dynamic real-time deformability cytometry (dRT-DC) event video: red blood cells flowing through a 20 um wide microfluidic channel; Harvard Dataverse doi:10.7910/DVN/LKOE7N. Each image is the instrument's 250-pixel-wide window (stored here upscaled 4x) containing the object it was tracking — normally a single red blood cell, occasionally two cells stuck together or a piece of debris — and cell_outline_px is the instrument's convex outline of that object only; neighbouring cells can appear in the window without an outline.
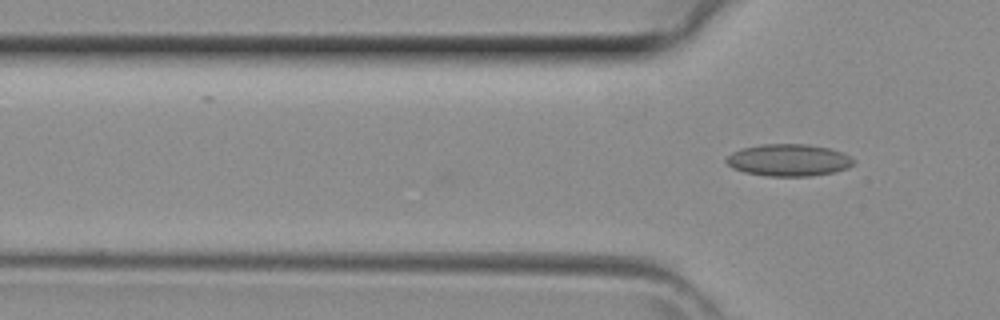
{"species": "common noctule bat (a hibernating species)", "species_latin": "Nyctalus noctula", "temperature_condition": "room temperature", "stored_images_in_passage": 3, "camera_frame_rate_fps": 3000, "um_per_image_px": 0.085, "animal": {"sex": "female", "body_mass_g": 29.2, "forearm_length_mm": 56.3}, "frame": {"image": 1, "passage_image": 3, "time_ms": 0.667, "image_size_px": [1000, 320], "cell_outline_px": [[856, 160], [848, 168], [832, 172], [812, 176], [768, 176], [744, 172], [732, 168], [724, 160], [732, 152], [744, 148], [760, 144], [808, 144], [832, 148], [844, 152]], "centroid_in_image_um": [67.06, 13.6], "position_along_channel_um": 58.7, "area_um2": 23.93}}